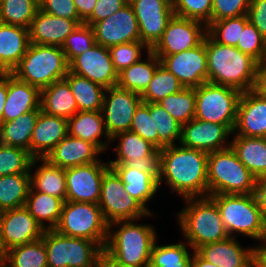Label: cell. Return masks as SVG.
I'll use <instances>...</instances> for the list:
<instances>
[{"label": "cell", "instance_id": "1", "mask_svg": "<svg viewBox=\"0 0 266 267\" xmlns=\"http://www.w3.org/2000/svg\"><path fill=\"white\" fill-rule=\"evenodd\" d=\"M207 161L205 151L165 146L160 150L159 187L165 182L183 199L208 196Z\"/></svg>", "mask_w": 266, "mask_h": 267}, {"label": "cell", "instance_id": "2", "mask_svg": "<svg viewBox=\"0 0 266 267\" xmlns=\"http://www.w3.org/2000/svg\"><path fill=\"white\" fill-rule=\"evenodd\" d=\"M208 82L235 88L241 93L253 89L257 61L237 47L205 36Z\"/></svg>", "mask_w": 266, "mask_h": 267}, {"label": "cell", "instance_id": "3", "mask_svg": "<svg viewBox=\"0 0 266 267\" xmlns=\"http://www.w3.org/2000/svg\"><path fill=\"white\" fill-rule=\"evenodd\" d=\"M183 201L187 206L178 211L176 217L181 234L185 237L184 242L190 245L191 251L229 237L219 208L210 196L189 197Z\"/></svg>", "mask_w": 266, "mask_h": 267}, {"label": "cell", "instance_id": "4", "mask_svg": "<svg viewBox=\"0 0 266 267\" xmlns=\"http://www.w3.org/2000/svg\"><path fill=\"white\" fill-rule=\"evenodd\" d=\"M138 220L110 223L104 251L120 264L149 267L151 249L158 237L152 225L135 223ZM115 226L118 227L116 231L113 230Z\"/></svg>", "mask_w": 266, "mask_h": 267}, {"label": "cell", "instance_id": "5", "mask_svg": "<svg viewBox=\"0 0 266 267\" xmlns=\"http://www.w3.org/2000/svg\"><path fill=\"white\" fill-rule=\"evenodd\" d=\"M217 204L221 219L230 237L242 234L266 243V223L253 194L209 195Z\"/></svg>", "mask_w": 266, "mask_h": 267}, {"label": "cell", "instance_id": "6", "mask_svg": "<svg viewBox=\"0 0 266 267\" xmlns=\"http://www.w3.org/2000/svg\"><path fill=\"white\" fill-rule=\"evenodd\" d=\"M208 196L215 194H253L256 177L230 147L208 153Z\"/></svg>", "mask_w": 266, "mask_h": 267}, {"label": "cell", "instance_id": "7", "mask_svg": "<svg viewBox=\"0 0 266 267\" xmlns=\"http://www.w3.org/2000/svg\"><path fill=\"white\" fill-rule=\"evenodd\" d=\"M68 71L69 63L61 47L31 43L12 74L41 91L64 79Z\"/></svg>", "mask_w": 266, "mask_h": 267}, {"label": "cell", "instance_id": "8", "mask_svg": "<svg viewBox=\"0 0 266 267\" xmlns=\"http://www.w3.org/2000/svg\"><path fill=\"white\" fill-rule=\"evenodd\" d=\"M54 230L64 236L92 240L104 250L109 224L98 204L65 201Z\"/></svg>", "mask_w": 266, "mask_h": 267}, {"label": "cell", "instance_id": "9", "mask_svg": "<svg viewBox=\"0 0 266 267\" xmlns=\"http://www.w3.org/2000/svg\"><path fill=\"white\" fill-rule=\"evenodd\" d=\"M41 239L47 251L48 267H96L103 251L92 240L64 236L54 229L45 230Z\"/></svg>", "mask_w": 266, "mask_h": 267}, {"label": "cell", "instance_id": "10", "mask_svg": "<svg viewBox=\"0 0 266 267\" xmlns=\"http://www.w3.org/2000/svg\"><path fill=\"white\" fill-rule=\"evenodd\" d=\"M195 93V118L226 125L233 132L241 92L232 87L205 82L195 88Z\"/></svg>", "mask_w": 266, "mask_h": 267}, {"label": "cell", "instance_id": "11", "mask_svg": "<svg viewBox=\"0 0 266 267\" xmlns=\"http://www.w3.org/2000/svg\"><path fill=\"white\" fill-rule=\"evenodd\" d=\"M98 205L108 224L122 220H141L154 214L124 190V183L112 168L103 175Z\"/></svg>", "mask_w": 266, "mask_h": 267}, {"label": "cell", "instance_id": "12", "mask_svg": "<svg viewBox=\"0 0 266 267\" xmlns=\"http://www.w3.org/2000/svg\"><path fill=\"white\" fill-rule=\"evenodd\" d=\"M119 139V140H118ZM118 140L116 160L108 164H127L129 167L150 173L157 181L160 174V149L131 131L115 134L111 142Z\"/></svg>", "mask_w": 266, "mask_h": 267}, {"label": "cell", "instance_id": "13", "mask_svg": "<svg viewBox=\"0 0 266 267\" xmlns=\"http://www.w3.org/2000/svg\"><path fill=\"white\" fill-rule=\"evenodd\" d=\"M207 34V25L199 20L173 16L162 37L150 49L156 56H169L199 46Z\"/></svg>", "mask_w": 266, "mask_h": 267}, {"label": "cell", "instance_id": "14", "mask_svg": "<svg viewBox=\"0 0 266 267\" xmlns=\"http://www.w3.org/2000/svg\"><path fill=\"white\" fill-rule=\"evenodd\" d=\"M142 103L141 94L119 88H106L102 105L105 129L110 138L130 131L136 109Z\"/></svg>", "mask_w": 266, "mask_h": 267}, {"label": "cell", "instance_id": "15", "mask_svg": "<svg viewBox=\"0 0 266 267\" xmlns=\"http://www.w3.org/2000/svg\"><path fill=\"white\" fill-rule=\"evenodd\" d=\"M109 168L101 160L66 168V201L98 204L103 175Z\"/></svg>", "mask_w": 266, "mask_h": 267}, {"label": "cell", "instance_id": "16", "mask_svg": "<svg viewBox=\"0 0 266 267\" xmlns=\"http://www.w3.org/2000/svg\"><path fill=\"white\" fill-rule=\"evenodd\" d=\"M185 88H197L208 82L207 56L204 41L197 47L169 56H157Z\"/></svg>", "mask_w": 266, "mask_h": 267}, {"label": "cell", "instance_id": "17", "mask_svg": "<svg viewBox=\"0 0 266 267\" xmlns=\"http://www.w3.org/2000/svg\"><path fill=\"white\" fill-rule=\"evenodd\" d=\"M129 3L137 18L140 41L151 49L174 16L172 0H129Z\"/></svg>", "mask_w": 266, "mask_h": 267}, {"label": "cell", "instance_id": "18", "mask_svg": "<svg viewBox=\"0 0 266 267\" xmlns=\"http://www.w3.org/2000/svg\"><path fill=\"white\" fill-rule=\"evenodd\" d=\"M95 41L106 48L140 41L139 27L130 3L104 20L92 25Z\"/></svg>", "mask_w": 266, "mask_h": 267}, {"label": "cell", "instance_id": "19", "mask_svg": "<svg viewBox=\"0 0 266 267\" xmlns=\"http://www.w3.org/2000/svg\"><path fill=\"white\" fill-rule=\"evenodd\" d=\"M69 71L98 83L105 88L117 86L118 73L110 56L109 48L95 44L90 50L69 62Z\"/></svg>", "mask_w": 266, "mask_h": 267}, {"label": "cell", "instance_id": "20", "mask_svg": "<svg viewBox=\"0 0 266 267\" xmlns=\"http://www.w3.org/2000/svg\"><path fill=\"white\" fill-rule=\"evenodd\" d=\"M0 224L5 251L40 240L45 231L25 206L1 211Z\"/></svg>", "mask_w": 266, "mask_h": 267}, {"label": "cell", "instance_id": "21", "mask_svg": "<svg viewBox=\"0 0 266 267\" xmlns=\"http://www.w3.org/2000/svg\"><path fill=\"white\" fill-rule=\"evenodd\" d=\"M232 133L226 125L193 118L182 125L179 144L186 148L198 149L207 153L215 152L230 147V143L227 144L226 140Z\"/></svg>", "mask_w": 266, "mask_h": 267}, {"label": "cell", "instance_id": "22", "mask_svg": "<svg viewBox=\"0 0 266 267\" xmlns=\"http://www.w3.org/2000/svg\"><path fill=\"white\" fill-rule=\"evenodd\" d=\"M234 134L266 138V97L253 90L241 93Z\"/></svg>", "mask_w": 266, "mask_h": 267}, {"label": "cell", "instance_id": "23", "mask_svg": "<svg viewBox=\"0 0 266 267\" xmlns=\"http://www.w3.org/2000/svg\"><path fill=\"white\" fill-rule=\"evenodd\" d=\"M82 23V20L53 16L39 9L28 28L30 43L61 47L65 39Z\"/></svg>", "mask_w": 266, "mask_h": 267}, {"label": "cell", "instance_id": "24", "mask_svg": "<svg viewBox=\"0 0 266 267\" xmlns=\"http://www.w3.org/2000/svg\"><path fill=\"white\" fill-rule=\"evenodd\" d=\"M255 247L244 249L236 237L209 243L196 252L206 261L218 267H255Z\"/></svg>", "mask_w": 266, "mask_h": 267}, {"label": "cell", "instance_id": "25", "mask_svg": "<svg viewBox=\"0 0 266 267\" xmlns=\"http://www.w3.org/2000/svg\"><path fill=\"white\" fill-rule=\"evenodd\" d=\"M68 135V119L39 112L30 141V154L45 158Z\"/></svg>", "mask_w": 266, "mask_h": 267}, {"label": "cell", "instance_id": "26", "mask_svg": "<svg viewBox=\"0 0 266 267\" xmlns=\"http://www.w3.org/2000/svg\"><path fill=\"white\" fill-rule=\"evenodd\" d=\"M101 153L94 144L68 134L45 158L51 164L66 169L97 162Z\"/></svg>", "mask_w": 266, "mask_h": 267}, {"label": "cell", "instance_id": "27", "mask_svg": "<svg viewBox=\"0 0 266 267\" xmlns=\"http://www.w3.org/2000/svg\"><path fill=\"white\" fill-rule=\"evenodd\" d=\"M41 91L8 73V93L3 110V122L18 118L24 113L41 109Z\"/></svg>", "mask_w": 266, "mask_h": 267}, {"label": "cell", "instance_id": "28", "mask_svg": "<svg viewBox=\"0 0 266 267\" xmlns=\"http://www.w3.org/2000/svg\"><path fill=\"white\" fill-rule=\"evenodd\" d=\"M30 44L27 28L0 22V66L7 73L19 65Z\"/></svg>", "mask_w": 266, "mask_h": 267}, {"label": "cell", "instance_id": "29", "mask_svg": "<svg viewBox=\"0 0 266 267\" xmlns=\"http://www.w3.org/2000/svg\"><path fill=\"white\" fill-rule=\"evenodd\" d=\"M68 134L94 144L101 152L107 151L111 138L107 134L102 111H78L68 119ZM104 135L105 140L100 139Z\"/></svg>", "mask_w": 266, "mask_h": 267}, {"label": "cell", "instance_id": "30", "mask_svg": "<svg viewBox=\"0 0 266 267\" xmlns=\"http://www.w3.org/2000/svg\"><path fill=\"white\" fill-rule=\"evenodd\" d=\"M124 183V190L136 199L148 212L147 205L160 189L158 181L150 174L127 164H109Z\"/></svg>", "mask_w": 266, "mask_h": 267}, {"label": "cell", "instance_id": "31", "mask_svg": "<svg viewBox=\"0 0 266 267\" xmlns=\"http://www.w3.org/2000/svg\"><path fill=\"white\" fill-rule=\"evenodd\" d=\"M40 107L48 115L66 119L78 112L77 102L65 79L55 81L41 90Z\"/></svg>", "mask_w": 266, "mask_h": 267}, {"label": "cell", "instance_id": "32", "mask_svg": "<svg viewBox=\"0 0 266 267\" xmlns=\"http://www.w3.org/2000/svg\"><path fill=\"white\" fill-rule=\"evenodd\" d=\"M230 146L256 178L266 175V138L234 135Z\"/></svg>", "mask_w": 266, "mask_h": 267}, {"label": "cell", "instance_id": "33", "mask_svg": "<svg viewBox=\"0 0 266 267\" xmlns=\"http://www.w3.org/2000/svg\"><path fill=\"white\" fill-rule=\"evenodd\" d=\"M64 201L47 193L30 188L25 208L37 220L44 230H52L59 222ZM48 224H45L46 222Z\"/></svg>", "mask_w": 266, "mask_h": 267}, {"label": "cell", "instance_id": "34", "mask_svg": "<svg viewBox=\"0 0 266 267\" xmlns=\"http://www.w3.org/2000/svg\"><path fill=\"white\" fill-rule=\"evenodd\" d=\"M41 109L24 113L0 124V143L25 149L30 153V141Z\"/></svg>", "mask_w": 266, "mask_h": 267}, {"label": "cell", "instance_id": "35", "mask_svg": "<svg viewBox=\"0 0 266 267\" xmlns=\"http://www.w3.org/2000/svg\"><path fill=\"white\" fill-rule=\"evenodd\" d=\"M40 164L30 172L31 188L66 201L65 169L51 164L46 158H40Z\"/></svg>", "mask_w": 266, "mask_h": 267}, {"label": "cell", "instance_id": "36", "mask_svg": "<svg viewBox=\"0 0 266 267\" xmlns=\"http://www.w3.org/2000/svg\"><path fill=\"white\" fill-rule=\"evenodd\" d=\"M147 60H140L127 67L118 74L119 88L142 94L155 73L156 68L161 64L158 57L150 50Z\"/></svg>", "mask_w": 266, "mask_h": 267}, {"label": "cell", "instance_id": "37", "mask_svg": "<svg viewBox=\"0 0 266 267\" xmlns=\"http://www.w3.org/2000/svg\"><path fill=\"white\" fill-rule=\"evenodd\" d=\"M77 102L78 111H101L106 88L68 71L64 78Z\"/></svg>", "mask_w": 266, "mask_h": 267}, {"label": "cell", "instance_id": "38", "mask_svg": "<svg viewBox=\"0 0 266 267\" xmlns=\"http://www.w3.org/2000/svg\"><path fill=\"white\" fill-rule=\"evenodd\" d=\"M31 188L30 173L0 177V212L25 206Z\"/></svg>", "mask_w": 266, "mask_h": 267}, {"label": "cell", "instance_id": "39", "mask_svg": "<svg viewBox=\"0 0 266 267\" xmlns=\"http://www.w3.org/2000/svg\"><path fill=\"white\" fill-rule=\"evenodd\" d=\"M8 267H48L47 251L42 239L15 246L5 252Z\"/></svg>", "mask_w": 266, "mask_h": 267}, {"label": "cell", "instance_id": "40", "mask_svg": "<svg viewBox=\"0 0 266 267\" xmlns=\"http://www.w3.org/2000/svg\"><path fill=\"white\" fill-rule=\"evenodd\" d=\"M179 124L184 125L195 118L196 93L195 88H183L171 94L158 103Z\"/></svg>", "mask_w": 266, "mask_h": 267}, {"label": "cell", "instance_id": "41", "mask_svg": "<svg viewBox=\"0 0 266 267\" xmlns=\"http://www.w3.org/2000/svg\"><path fill=\"white\" fill-rule=\"evenodd\" d=\"M157 239L151 249L149 267H191V257L187 243L157 245ZM188 246V247H187Z\"/></svg>", "mask_w": 266, "mask_h": 267}, {"label": "cell", "instance_id": "42", "mask_svg": "<svg viewBox=\"0 0 266 267\" xmlns=\"http://www.w3.org/2000/svg\"><path fill=\"white\" fill-rule=\"evenodd\" d=\"M40 158H34L29 151L0 143V177L4 175L30 173Z\"/></svg>", "mask_w": 266, "mask_h": 267}, {"label": "cell", "instance_id": "43", "mask_svg": "<svg viewBox=\"0 0 266 267\" xmlns=\"http://www.w3.org/2000/svg\"><path fill=\"white\" fill-rule=\"evenodd\" d=\"M184 87L181 82L160 64L146 90L141 94L143 103H158L161 99L179 92Z\"/></svg>", "mask_w": 266, "mask_h": 267}, {"label": "cell", "instance_id": "44", "mask_svg": "<svg viewBox=\"0 0 266 267\" xmlns=\"http://www.w3.org/2000/svg\"><path fill=\"white\" fill-rule=\"evenodd\" d=\"M149 113L154 114L155 132L158 133V149L180 142L182 125L157 103H149Z\"/></svg>", "mask_w": 266, "mask_h": 267}, {"label": "cell", "instance_id": "45", "mask_svg": "<svg viewBox=\"0 0 266 267\" xmlns=\"http://www.w3.org/2000/svg\"><path fill=\"white\" fill-rule=\"evenodd\" d=\"M38 10L33 0H1L0 22L28 29Z\"/></svg>", "mask_w": 266, "mask_h": 267}, {"label": "cell", "instance_id": "46", "mask_svg": "<svg viewBox=\"0 0 266 267\" xmlns=\"http://www.w3.org/2000/svg\"><path fill=\"white\" fill-rule=\"evenodd\" d=\"M248 22L247 14L220 21H212L207 25V34L219 44L236 47L241 32H243L244 26Z\"/></svg>", "mask_w": 266, "mask_h": 267}, {"label": "cell", "instance_id": "47", "mask_svg": "<svg viewBox=\"0 0 266 267\" xmlns=\"http://www.w3.org/2000/svg\"><path fill=\"white\" fill-rule=\"evenodd\" d=\"M95 44L93 27L82 23L65 39L61 49L69 63L74 57L90 50Z\"/></svg>", "mask_w": 266, "mask_h": 267}, {"label": "cell", "instance_id": "48", "mask_svg": "<svg viewBox=\"0 0 266 267\" xmlns=\"http://www.w3.org/2000/svg\"><path fill=\"white\" fill-rule=\"evenodd\" d=\"M145 48L146 53H148L150 48L141 41H133L110 47L109 52L116 72L119 74L127 67L140 61L141 57H143L141 53L145 51Z\"/></svg>", "mask_w": 266, "mask_h": 267}, {"label": "cell", "instance_id": "49", "mask_svg": "<svg viewBox=\"0 0 266 267\" xmlns=\"http://www.w3.org/2000/svg\"><path fill=\"white\" fill-rule=\"evenodd\" d=\"M172 7L175 16L211 22L212 0H172Z\"/></svg>", "mask_w": 266, "mask_h": 267}, {"label": "cell", "instance_id": "50", "mask_svg": "<svg viewBox=\"0 0 266 267\" xmlns=\"http://www.w3.org/2000/svg\"><path fill=\"white\" fill-rule=\"evenodd\" d=\"M236 47L241 52L250 55L257 62L266 57V39L251 22L244 26Z\"/></svg>", "mask_w": 266, "mask_h": 267}, {"label": "cell", "instance_id": "51", "mask_svg": "<svg viewBox=\"0 0 266 267\" xmlns=\"http://www.w3.org/2000/svg\"><path fill=\"white\" fill-rule=\"evenodd\" d=\"M130 131L151 142L158 148V133L155 132L154 114L149 113V103H141L133 116Z\"/></svg>", "mask_w": 266, "mask_h": 267}, {"label": "cell", "instance_id": "52", "mask_svg": "<svg viewBox=\"0 0 266 267\" xmlns=\"http://www.w3.org/2000/svg\"><path fill=\"white\" fill-rule=\"evenodd\" d=\"M251 0H212L211 22L248 14Z\"/></svg>", "mask_w": 266, "mask_h": 267}, {"label": "cell", "instance_id": "53", "mask_svg": "<svg viewBox=\"0 0 266 267\" xmlns=\"http://www.w3.org/2000/svg\"><path fill=\"white\" fill-rule=\"evenodd\" d=\"M39 9L53 16L81 20L74 0H44L39 6Z\"/></svg>", "mask_w": 266, "mask_h": 267}, {"label": "cell", "instance_id": "54", "mask_svg": "<svg viewBox=\"0 0 266 267\" xmlns=\"http://www.w3.org/2000/svg\"><path fill=\"white\" fill-rule=\"evenodd\" d=\"M129 3V0H97L92 15L84 22L90 26L106 19Z\"/></svg>", "mask_w": 266, "mask_h": 267}, {"label": "cell", "instance_id": "55", "mask_svg": "<svg viewBox=\"0 0 266 267\" xmlns=\"http://www.w3.org/2000/svg\"><path fill=\"white\" fill-rule=\"evenodd\" d=\"M247 15L249 22L266 39V0H251Z\"/></svg>", "mask_w": 266, "mask_h": 267}, {"label": "cell", "instance_id": "56", "mask_svg": "<svg viewBox=\"0 0 266 267\" xmlns=\"http://www.w3.org/2000/svg\"><path fill=\"white\" fill-rule=\"evenodd\" d=\"M252 90L266 97V57L257 62L255 83Z\"/></svg>", "mask_w": 266, "mask_h": 267}, {"label": "cell", "instance_id": "57", "mask_svg": "<svg viewBox=\"0 0 266 267\" xmlns=\"http://www.w3.org/2000/svg\"><path fill=\"white\" fill-rule=\"evenodd\" d=\"M254 195L266 223V175L256 178Z\"/></svg>", "mask_w": 266, "mask_h": 267}, {"label": "cell", "instance_id": "58", "mask_svg": "<svg viewBox=\"0 0 266 267\" xmlns=\"http://www.w3.org/2000/svg\"><path fill=\"white\" fill-rule=\"evenodd\" d=\"M97 0H74L79 18L85 22L93 13Z\"/></svg>", "mask_w": 266, "mask_h": 267}, {"label": "cell", "instance_id": "59", "mask_svg": "<svg viewBox=\"0 0 266 267\" xmlns=\"http://www.w3.org/2000/svg\"><path fill=\"white\" fill-rule=\"evenodd\" d=\"M8 93V73L0 75V124L3 122V110Z\"/></svg>", "mask_w": 266, "mask_h": 267}, {"label": "cell", "instance_id": "60", "mask_svg": "<svg viewBox=\"0 0 266 267\" xmlns=\"http://www.w3.org/2000/svg\"><path fill=\"white\" fill-rule=\"evenodd\" d=\"M96 267H135V266H127L120 264L103 250L98 257Z\"/></svg>", "mask_w": 266, "mask_h": 267}, {"label": "cell", "instance_id": "61", "mask_svg": "<svg viewBox=\"0 0 266 267\" xmlns=\"http://www.w3.org/2000/svg\"><path fill=\"white\" fill-rule=\"evenodd\" d=\"M255 267H266V243L256 246Z\"/></svg>", "mask_w": 266, "mask_h": 267}, {"label": "cell", "instance_id": "62", "mask_svg": "<svg viewBox=\"0 0 266 267\" xmlns=\"http://www.w3.org/2000/svg\"><path fill=\"white\" fill-rule=\"evenodd\" d=\"M191 267H218L203 259L196 251H193L191 257Z\"/></svg>", "mask_w": 266, "mask_h": 267}, {"label": "cell", "instance_id": "63", "mask_svg": "<svg viewBox=\"0 0 266 267\" xmlns=\"http://www.w3.org/2000/svg\"><path fill=\"white\" fill-rule=\"evenodd\" d=\"M5 249L3 247L2 239H1V224H0V257L5 256Z\"/></svg>", "mask_w": 266, "mask_h": 267}, {"label": "cell", "instance_id": "64", "mask_svg": "<svg viewBox=\"0 0 266 267\" xmlns=\"http://www.w3.org/2000/svg\"><path fill=\"white\" fill-rule=\"evenodd\" d=\"M0 267H8L7 261L4 256L0 257Z\"/></svg>", "mask_w": 266, "mask_h": 267}, {"label": "cell", "instance_id": "65", "mask_svg": "<svg viewBox=\"0 0 266 267\" xmlns=\"http://www.w3.org/2000/svg\"><path fill=\"white\" fill-rule=\"evenodd\" d=\"M38 6L41 5V3L44 1V0H33Z\"/></svg>", "mask_w": 266, "mask_h": 267}, {"label": "cell", "instance_id": "66", "mask_svg": "<svg viewBox=\"0 0 266 267\" xmlns=\"http://www.w3.org/2000/svg\"><path fill=\"white\" fill-rule=\"evenodd\" d=\"M7 73L1 66H0V75Z\"/></svg>", "mask_w": 266, "mask_h": 267}]
</instances>
